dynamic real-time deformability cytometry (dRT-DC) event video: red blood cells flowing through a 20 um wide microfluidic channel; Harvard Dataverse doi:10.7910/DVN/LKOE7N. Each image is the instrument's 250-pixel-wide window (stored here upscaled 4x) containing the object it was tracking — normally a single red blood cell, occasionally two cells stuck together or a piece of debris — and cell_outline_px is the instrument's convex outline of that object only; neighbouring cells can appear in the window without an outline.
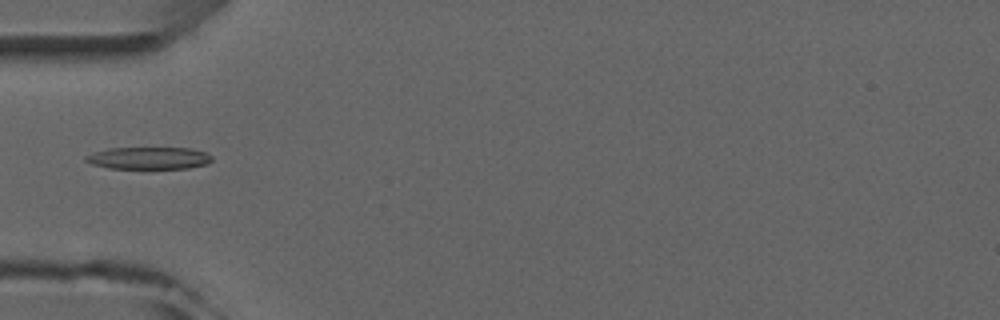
{"species": "common noctule bat (a hibernating species)", "species_latin": "Nyctalus noctula", "temperature_condition": "room temperature", "stored_images_in_passage": 7, "camera_frame_rate_fps": 3000, "um_per_image_px": 0.085, "animal": {"sex": "male", "forearm_length_mm": 52.5}, "frame": {"image": 1, "passage_image": 4, "time_ms": 4.333, "image_size_px": [1000, 320], "cell_outline_px": [[212, 160], [208, 164], [188, 168], [108, 168], [92, 164], [84, 160], [84, 156], [108, 148], [188, 148], [204, 152], [212, 156]], "centroid_in_image_um": [12.65, 13.44], "position_along_channel_um": 72.4, "area_um2": 16.18}}
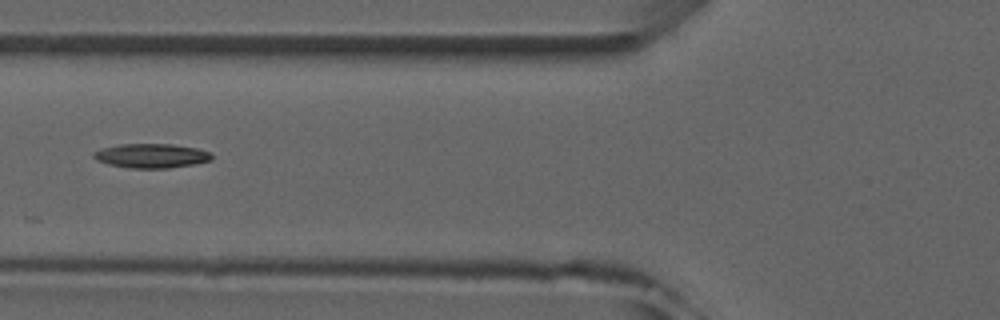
{"frame": {"image": 2, "passage_image": 5, "time_ms": 5.333, "image_size_px": [1000, 320], "cell_outline_px": [[212, 160], [196, 164], [168, 168], [128, 168], [108, 164], [96, 160], [92, 156], [92, 152], [100, 148], [116, 144], [172, 144], [196, 148], [212, 152]], "centroid_in_image_um": [12.84, 13.24], "position_along_channel_um": 113.0, "area_um2": 16.99}}